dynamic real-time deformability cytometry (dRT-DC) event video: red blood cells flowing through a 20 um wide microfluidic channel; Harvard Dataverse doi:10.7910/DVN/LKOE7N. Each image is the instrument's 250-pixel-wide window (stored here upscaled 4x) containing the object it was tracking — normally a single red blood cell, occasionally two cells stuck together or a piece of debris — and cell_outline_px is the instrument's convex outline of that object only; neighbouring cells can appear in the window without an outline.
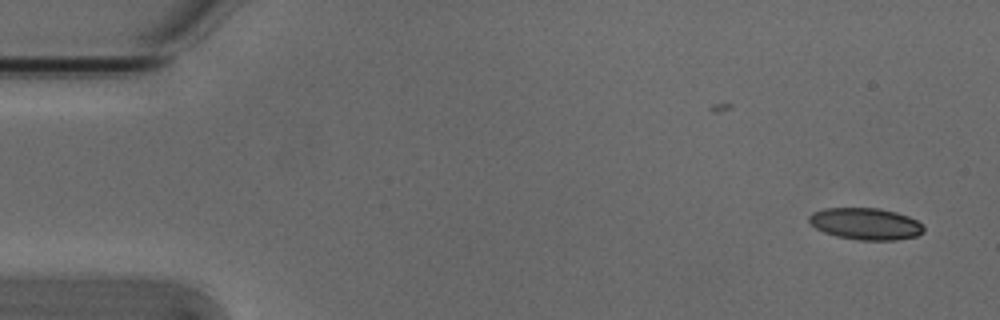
{"species": "Egyptian fruit bat (a non-hibernating species)", "species_latin": "Rousettus aegyptiacus", "temperature_condition": "cold", "stored_images_in_passage": 3, "camera_frame_rate_fps": 3000, "um_per_image_px": 0.085, "animal": {"sex": "male"}, "frame": {"image": 1, "passage_image": 3, "time_ms": 0.667, "image_size_px": [1000, 320], "cell_outline_px": [[924, 232], [916, 236], [896, 240], [860, 240], [836, 236], [824, 232], [816, 228], [808, 220], [808, 216], [812, 212], [824, 208], [880, 208], [896, 212], [908, 216], [916, 220], [924, 228]], "centroid_in_image_um": [73.57, 19.02], "position_along_channel_um": 11.4, "area_um2": 21.21}}